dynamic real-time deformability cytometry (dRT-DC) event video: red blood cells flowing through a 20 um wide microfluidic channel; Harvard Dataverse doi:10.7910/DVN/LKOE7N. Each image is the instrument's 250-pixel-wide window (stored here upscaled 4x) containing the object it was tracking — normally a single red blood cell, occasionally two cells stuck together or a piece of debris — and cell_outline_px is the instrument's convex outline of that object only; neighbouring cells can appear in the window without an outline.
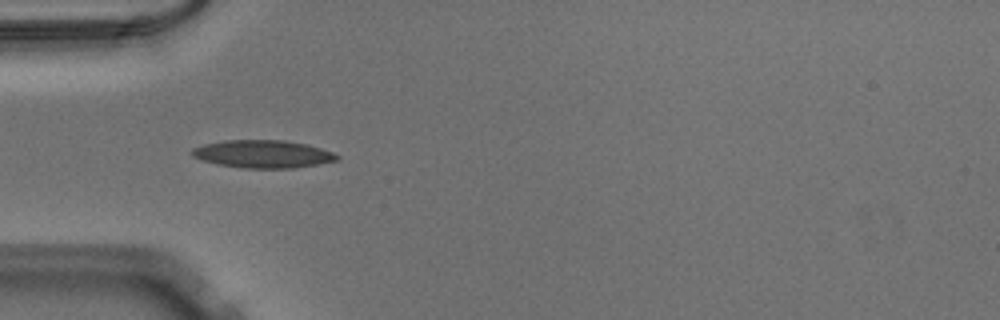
{"species": "Egyptian fruit bat (a non-hibernating species)", "species_latin": "Rousettus aegyptiacus", "temperature_condition": "warm", "stored_images_in_passage": 36, "camera_frame_rate_fps": 3000, "um_per_image_px": 0.085, "animal": {"sex": "male"}, "frame": {"image": 1, "passage_image": 1, "time_ms": 0.0, "image_size_px": [1000, 320], "cell_outline_px": [[340, 160], [292, 168], [244, 168], [216, 164], [200, 160], [192, 156], [188, 152], [192, 148], [204, 144], [224, 140], [284, 140], [308, 144], [332, 152], [340, 156]], "centroid_in_image_um": [22.3, 13.09], "position_along_channel_um": 62.7, "area_um2": 23.64}}
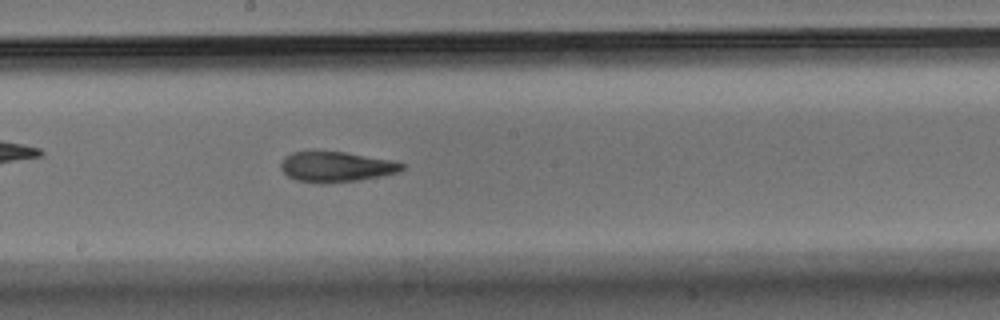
{"frame": {"image": 2, "passage_image": 13, "time_ms": 4.0, "image_size_px": [1000, 320], "cell_outline_px": [[404, 168], [400, 172], [360, 180], [324, 184], [320, 184], [296, 180], [288, 176], [280, 168], [280, 164], [284, 156], [292, 152], [344, 152], [392, 160], [404, 164]], "centroid_in_image_um": [28.56, 14.19], "position_along_channel_um": 219.6, "area_um2": 21.44}}
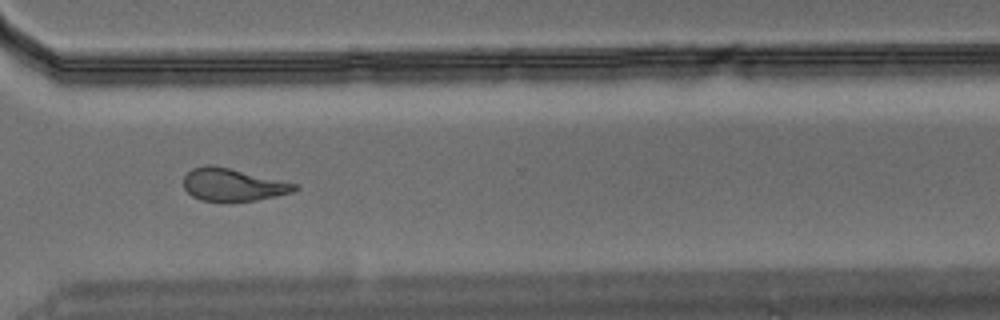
{"frame": {"image": 3, "passage_image": 23, "time_ms": 7.333, "image_size_px": [1000, 320], "cell_outline_px": [[300, 188], [292, 192], [276, 196], [256, 200], [200, 200], [192, 196], [184, 188], [184, 176], [192, 168], [208, 164], [212, 164], [296, 184]], "centroid_in_image_um": [19.76, 15.69], "position_along_channel_um": 350.8, "area_um2": 20.63}}